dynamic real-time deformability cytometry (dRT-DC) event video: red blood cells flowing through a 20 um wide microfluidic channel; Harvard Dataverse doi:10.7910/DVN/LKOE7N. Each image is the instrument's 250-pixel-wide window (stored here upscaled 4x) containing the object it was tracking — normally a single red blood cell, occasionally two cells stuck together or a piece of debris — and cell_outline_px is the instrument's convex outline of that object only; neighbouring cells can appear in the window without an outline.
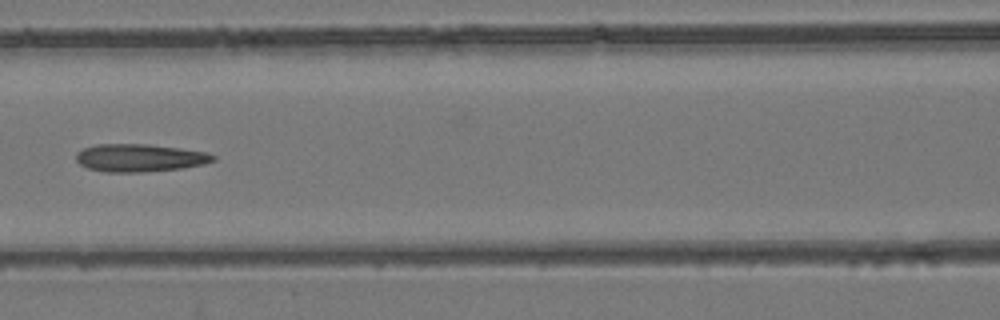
{"species": "common noctule bat (a hibernating species)", "species_latin": "Nyctalus noctula", "temperature_condition": "room temperature", "stored_images_in_passage": 8, "camera_frame_rate_fps": 3000, "um_per_image_px": 0.085, "animal": {"sex": "female", "body_mass_g": 24.6, "forearm_length_mm": 56.2}, "frame": {"image": 1, "passage_image": 8, "time_ms": 2.333, "image_size_px": [1000, 320], "cell_outline_px": [[216, 160], [204, 164], [184, 168], [140, 172], [104, 172], [88, 168], [80, 164], [76, 160], [76, 152], [84, 148], [96, 144], [148, 144], [180, 148], [208, 152], [216, 156]], "centroid_in_image_um": [11.89, 13.41], "position_along_channel_um": 154.7, "area_um2": 22.31}}